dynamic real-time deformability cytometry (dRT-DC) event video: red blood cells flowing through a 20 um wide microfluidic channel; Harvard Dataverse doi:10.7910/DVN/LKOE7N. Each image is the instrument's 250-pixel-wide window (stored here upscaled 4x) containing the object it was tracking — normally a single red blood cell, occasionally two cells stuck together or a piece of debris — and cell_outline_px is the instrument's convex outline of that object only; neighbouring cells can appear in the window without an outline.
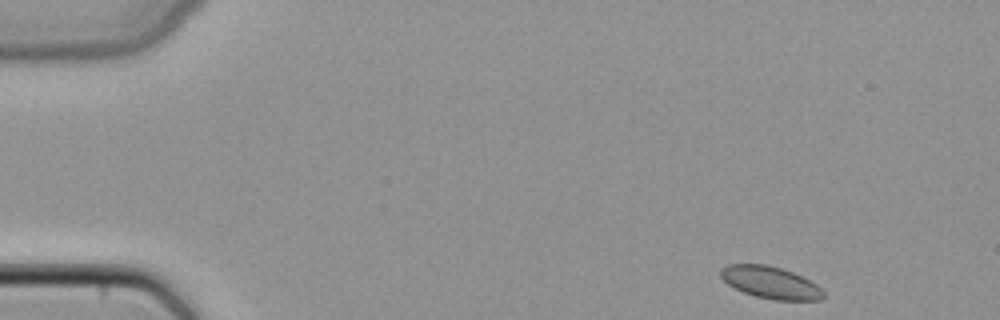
{"species": "common noctule bat (a hibernating species)", "species_latin": "Nyctalus noctula", "temperature_condition": "cold", "stored_images_in_passage": 45, "camera_frame_rate_fps": 3000, "um_per_image_px": 0.085, "animal": {"sex": "female", "body_mass_g": 22.7, "forearm_length_mm": 54.2}, "frame": {"image": 1, "passage_image": 1, "time_ms": 0.0, "image_size_px": [1000, 320], "cell_outline_px": [[824, 296], [820, 300], [776, 300], [756, 296], [744, 292], [728, 284], [720, 276], [720, 268], [728, 264], [768, 264], [792, 272], [816, 284], [824, 292]], "centroid_in_image_um": [65.47, 24.0], "position_along_channel_um": 19.5, "area_um2": 19.02}}
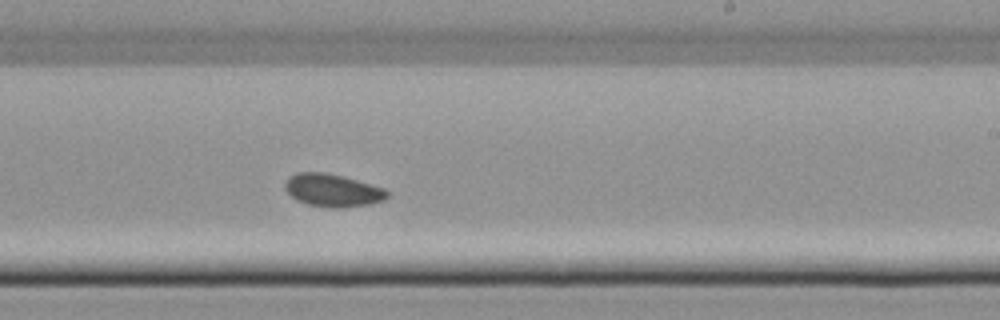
{"frame": {"image": 2, "passage_image": 26, "time_ms": 8.333, "image_size_px": [1000, 320], "cell_outline_px": [[388, 196], [384, 200], [368, 204], [340, 208], [332, 208], [308, 204], [296, 200], [284, 188], [284, 184], [288, 176], [296, 172], [324, 172], [344, 176], [384, 188], [388, 192]], "centroid_in_image_um": [28.25, 16.16], "position_along_channel_um": 260.8, "area_um2": 19.54}}
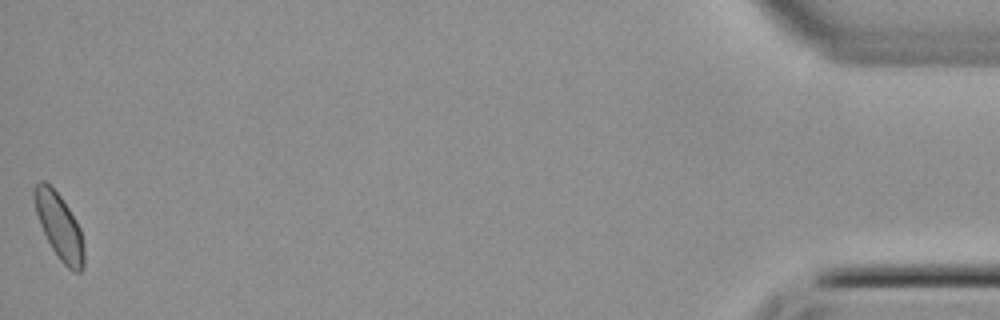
{"frame": {"image": 3, "passage_image": 45, "time_ms": 14.667, "image_size_px": [1000, 320], "cell_outline_px": [[84, 268], [80, 272], [72, 272], [60, 260], [52, 248], [40, 224], [36, 212], [32, 196], [32, 188], [40, 180], [44, 180], [60, 196], [76, 220], [80, 228], [84, 244]], "centroid_in_image_um": [5.04, 19.24], "position_along_channel_um": 430.2, "area_um2": 19.02}}